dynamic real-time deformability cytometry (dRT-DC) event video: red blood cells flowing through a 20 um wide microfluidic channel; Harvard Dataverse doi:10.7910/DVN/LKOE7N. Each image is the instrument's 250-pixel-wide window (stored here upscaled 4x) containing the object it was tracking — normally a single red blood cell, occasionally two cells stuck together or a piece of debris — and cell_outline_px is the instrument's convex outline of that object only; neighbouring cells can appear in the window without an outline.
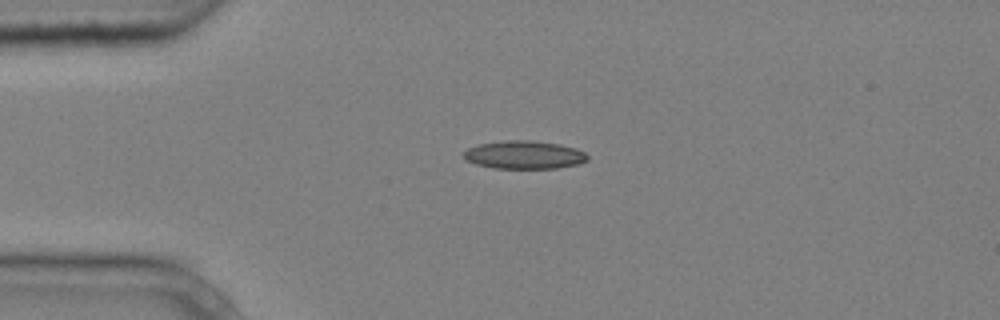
{"species": "common noctule bat (a hibernating species)", "species_latin": "Nyctalus noctula", "temperature_condition": "cold", "stored_images_in_passage": 13, "camera_frame_rate_fps": 3000, "um_per_image_px": 0.085, "animal": {"sex": "male", "body_mass_g": 20.4}, "frame": {"image": 1, "passage_image": 3, "time_ms": 0.667, "image_size_px": [1000, 320], "cell_outline_px": [[588, 160], [580, 164], [556, 168], [492, 168], [476, 164], [464, 160], [464, 152], [468, 148], [480, 144], [504, 140], [532, 140], [560, 144], [576, 148], [584, 152], [588, 156]], "centroid_in_image_um": [44.57, 13.16], "position_along_channel_um": 40.4, "area_um2": 20.4}}